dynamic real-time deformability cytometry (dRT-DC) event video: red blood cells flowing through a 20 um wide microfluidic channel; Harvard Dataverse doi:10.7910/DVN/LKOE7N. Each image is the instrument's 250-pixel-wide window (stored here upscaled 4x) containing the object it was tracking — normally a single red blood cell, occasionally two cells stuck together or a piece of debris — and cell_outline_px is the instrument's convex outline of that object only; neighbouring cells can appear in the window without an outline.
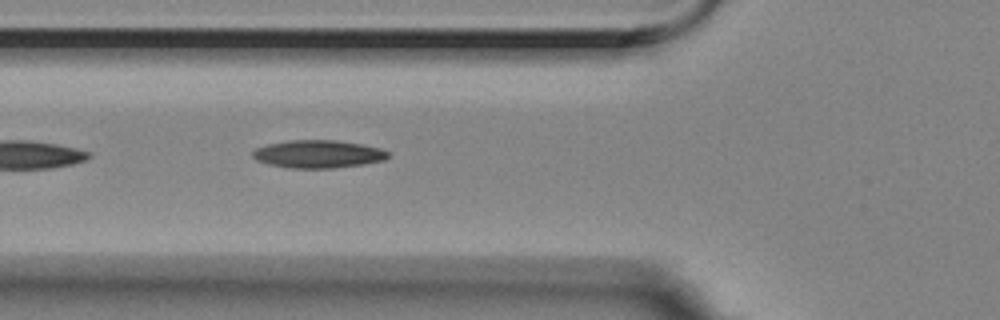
{"species": "Egyptian fruit bat (a non-hibernating species)", "species_latin": "Rousettus aegyptiacus", "temperature_condition": "room temperature", "stored_images_in_passage": 5, "camera_frame_rate_fps": 3000, "um_per_image_px": 0.085, "animal": {"sex": "female"}, "frame": {"image": 1, "passage_image": 5, "time_ms": 1.333, "image_size_px": [1000, 320], "cell_outline_px": [[392, 156], [384, 160], [364, 164], [332, 168], [292, 168], [268, 164], [256, 160], [252, 156], [252, 152], [256, 148], [268, 144], [288, 140], [336, 140], [360, 144], [380, 148], [388, 152]], "centroid_in_image_um": [27.05, 13.09], "position_along_channel_um": 98.8, "area_um2": 21.96}}